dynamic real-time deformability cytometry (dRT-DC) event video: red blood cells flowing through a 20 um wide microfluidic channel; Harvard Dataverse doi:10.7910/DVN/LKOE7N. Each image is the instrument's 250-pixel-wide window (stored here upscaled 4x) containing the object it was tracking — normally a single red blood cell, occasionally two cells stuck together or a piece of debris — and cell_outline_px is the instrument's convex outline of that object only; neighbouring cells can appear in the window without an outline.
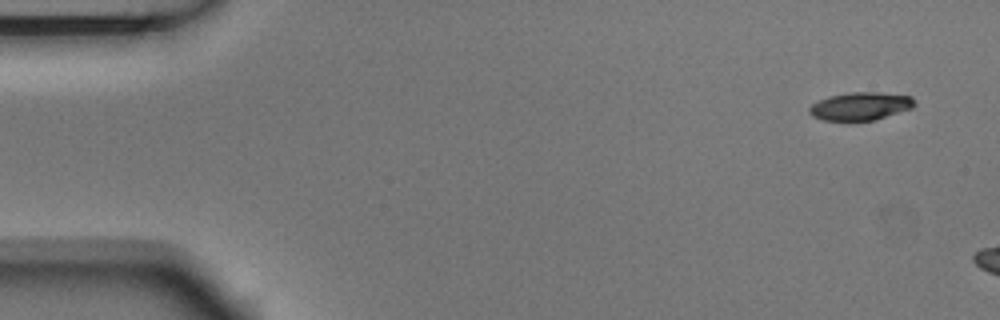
{"species": "Egyptian fruit bat (a non-hibernating species)", "species_latin": "Rousettus aegyptiacus", "temperature_condition": "room temperature", "stored_images_in_passage": 4, "camera_frame_rate_fps": 3000, "um_per_image_px": 0.085, "animal": {"sex": "male"}, "frame": {"image": 1, "passage_image": 1, "time_ms": 0.0, "image_size_px": [1000, 320], "cell_outline_px": [[916, 104], [912, 108], [876, 120], [820, 120], [812, 116], [808, 112], [808, 108], [812, 104], [820, 100], [832, 96], [852, 92], [876, 92], [912, 96]], "centroid_in_image_um": [73.15, 9.03], "position_along_channel_um": 11.9, "area_um2": 17.05}}